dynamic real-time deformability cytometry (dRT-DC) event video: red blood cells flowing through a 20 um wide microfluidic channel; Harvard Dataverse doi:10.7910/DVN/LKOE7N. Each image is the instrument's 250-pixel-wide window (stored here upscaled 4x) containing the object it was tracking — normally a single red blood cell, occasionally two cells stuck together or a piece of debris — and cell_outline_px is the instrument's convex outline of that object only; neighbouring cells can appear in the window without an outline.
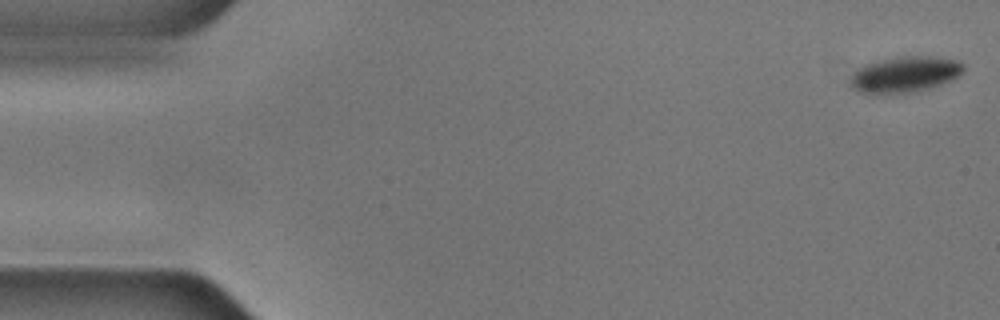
{"species": "common noctule bat (a hibernating species)", "species_latin": "Nyctalus noctula", "temperature_condition": "cold", "stored_images_in_passage": 55, "camera_frame_rate_fps": 3000, "um_per_image_px": 0.085, "animal": {"sex": "male", "body_mass_g": 17.9, "forearm_length_mm": 54.2}, "frame": {"image": 1, "passage_image": 1, "time_ms": 0.0, "image_size_px": [1000, 320], "cell_outline_px": [[964, 72], [952, 80], [916, 92], [860, 92], [852, 88], [848, 84], [852, 76], [864, 64], [880, 60], [900, 56], [936, 56], [956, 60], [964, 64]], "centroid_in_image_um": [76.96, 6.3], "position_along_channel_um": 8.0, "area_um2": 23.41}}
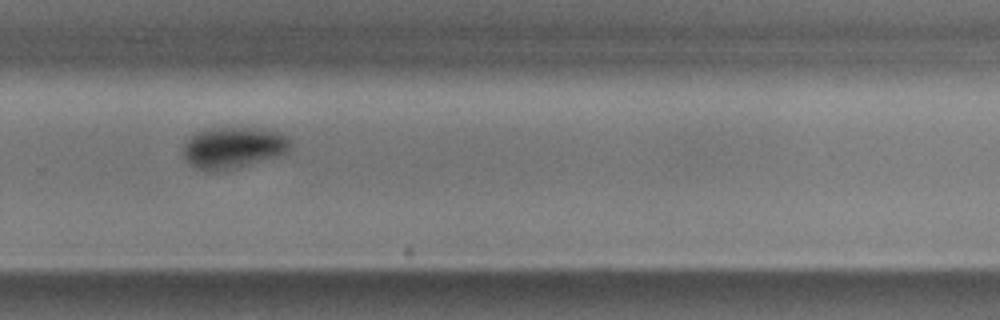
{"frame": {"image": 2, "passage_image": 37, "time_ms": 12.0, "image_size_px": [1000, 320], "cell_outline_px": [[292, 144], [288, 152], [280, 156], [228, 172], [204, 172], [192, 168], [180, 156], [180, 152], [188, 136], [192, 132], [212, 124], [236, 124], [268, 128], [280, 132], [288, 136], [292, 140]], "centroid_in_image_um": [19.77, 12.5], "position_along_channel_um": 310.0, "area_um2": 29.07}}
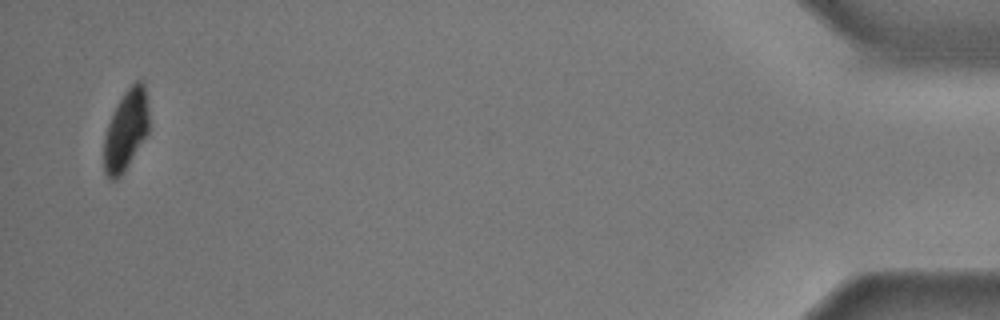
{"frame": {"image": 3, "passage_image": 54, "time_ms": 17.667, "image_size_px": [1000, 320], "cell_outline_px": [[148, 132], [124, 172], [116, 180], [112, 180], [104, 172], [104, 136], [108, 124], [116, 104], [124, 92], [136, 80], [140, 80], [144, 84], [148, 112]], "centroid_in_image_um": [10.69, 11.07], "position_along_channel_um": 424.5, "area_um2": 20.92}, "authors_computed_cell_mechanics": {"area_um2": 26.8192, "velocity_mm_per_s": 3.5604, "shape_relaxation_time_tau1_ms": 2.2289, "shape_relaxation_time_tau2_ms": null, "deformation_change_tau1": 0.0735, "deformation_change_tau2": null}}